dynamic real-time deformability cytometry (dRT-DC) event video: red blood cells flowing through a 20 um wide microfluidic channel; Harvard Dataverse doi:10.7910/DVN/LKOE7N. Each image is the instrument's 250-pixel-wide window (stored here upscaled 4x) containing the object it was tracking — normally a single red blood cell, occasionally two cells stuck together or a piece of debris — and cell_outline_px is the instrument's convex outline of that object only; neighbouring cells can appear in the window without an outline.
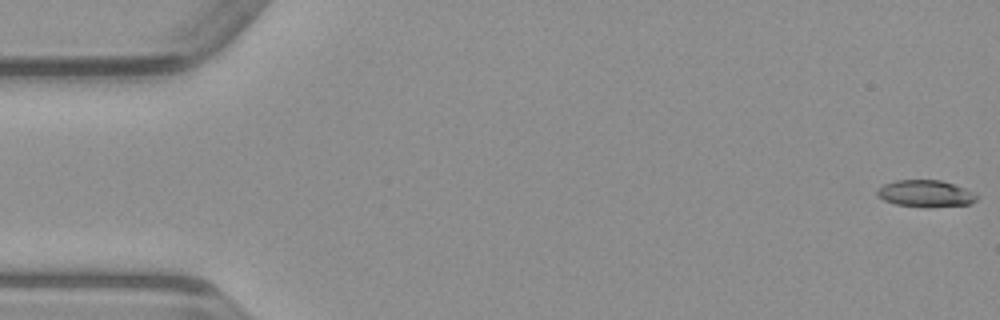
{"species": "common noctule bat (a hibernating species)", "species_latin": "Nyctalus noctula", "temperature_condition": "warm", "stored_images_in_passage": 50, "camera_frame_rate_fps": 3000, "um_per_image_px": 0.085, "animal": {"sex": "male", "body_mass_g": 23.1, "forearm_length_mm": 52.7}, "frame": {"image": 1, "passage_image": 1, "time_ms": 0.0, "image_size_px": [1000, 320], "cell_outline_px": [[980, 196], [976, 200], [968, 204], [932, 208], [924, 208], [896, 204], [884, 200], [876, 196], [876, 192], [884, 184], [896, 180], [940, 180], [964, 188]], "centroid_in_image_um": [78.67, 16.47], "position_along_channel_um": 6.3, "area_um2": 15.66}}
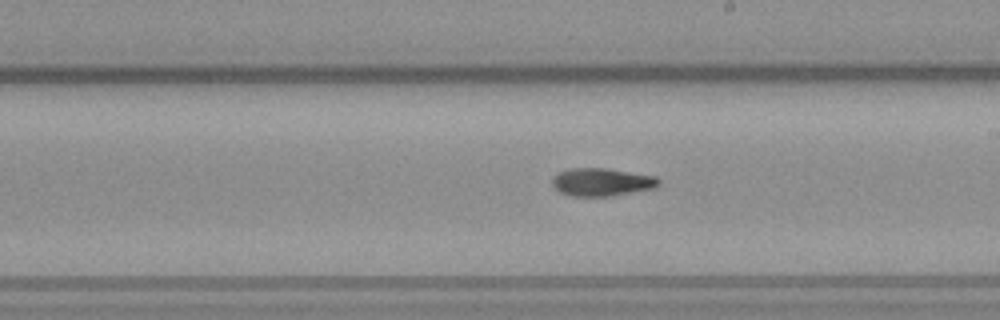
{"frame": {"image": 2, "passage_image": 28, "time_ms": 9.0, "image_size_px": [1000, 320], "cell_outline_px": [[660, 184], [652, 188], [608, 196], [572, 196], [560, 192], [552, 184], [552, 180], [560, 172], [568, 168], [608, 168], [656, 176], [660, 180]], "centroid_in_image_um": [51.15, 15.46], "position_along_channel_um": 237.8, "area_um2": 17.11}}
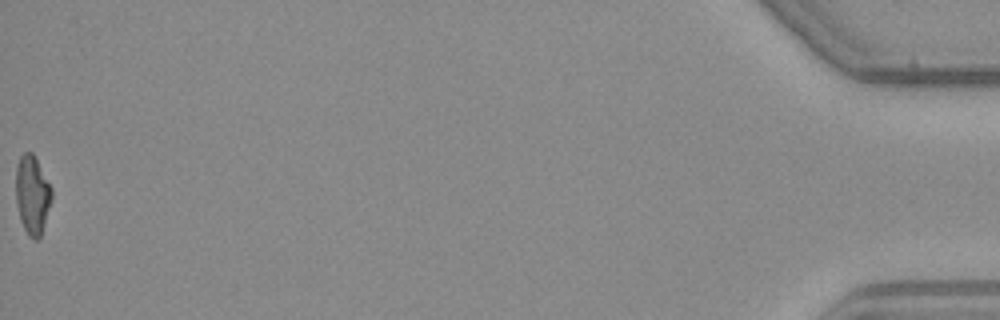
{"frame": {"image": 3, "passage_image": 50, "time_ms": 16.333, "image_size_px": [1000, 320], "cell_outline_px": [[52, 200], [40, 236], [36, 240], [32, 240], [28, 236], [20, 220], [16, 204], [16, 168], [20, 156], [24, 152], [32, 152], [52, 188]], "centroid_in_image_um": [2.74, 16.58], "position_along_channel_um": 432.5, "area_um2": 16.42}}